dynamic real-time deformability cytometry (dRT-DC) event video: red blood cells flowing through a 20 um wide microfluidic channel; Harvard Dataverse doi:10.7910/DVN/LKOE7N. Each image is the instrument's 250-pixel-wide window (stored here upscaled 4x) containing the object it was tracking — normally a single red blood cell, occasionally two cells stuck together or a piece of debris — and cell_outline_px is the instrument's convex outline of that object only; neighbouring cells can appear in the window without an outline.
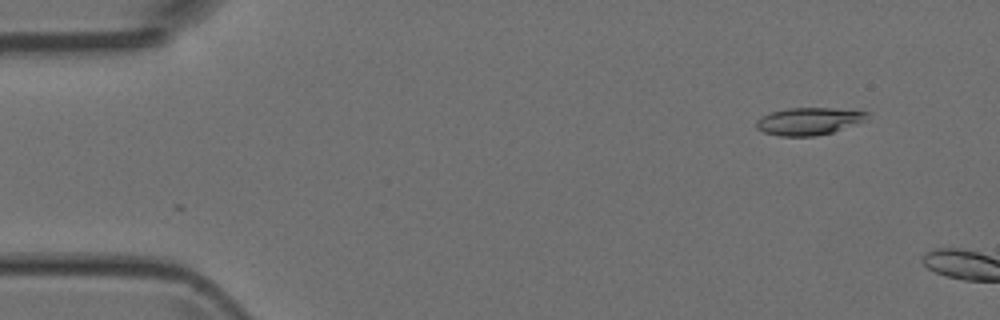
{"species": "Egyptian fruit bat (a non-hibernating species)", "species_latin": "Rousettus aegyptiacus", "temperature_condition": "room temperature", "stored_images_in_passage": 2, "camera_frame_rate_fps": 3000, "um_per_image_px": 0.085, "animal": {"sex": "female"}, "frame": {"image": 1, "passage_image": 1, "time_ms": 0.0, "image_size_px": [1000, 320], "cell_outline_px": [[868, 112], [864, 120], [832, 132], [816, 136], [780, 136], [764, 132], [756, 128], [756, 120], [772, 112], [788, 108], [832, 108]], "centroid_in_image_um": [68.69, 10.31], "position_along_channel_um": 16.3, "area_um2": 17.28}}